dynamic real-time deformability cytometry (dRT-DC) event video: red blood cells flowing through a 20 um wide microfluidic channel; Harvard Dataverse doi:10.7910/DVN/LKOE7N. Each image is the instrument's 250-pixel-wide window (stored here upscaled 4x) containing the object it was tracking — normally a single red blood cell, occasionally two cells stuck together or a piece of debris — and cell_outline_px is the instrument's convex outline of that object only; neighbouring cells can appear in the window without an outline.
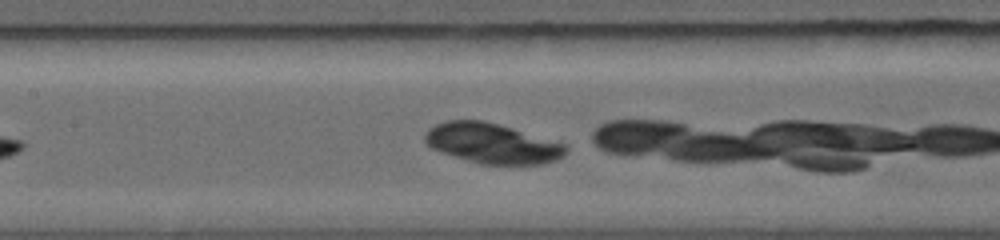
{"species": "common noctule bat (a hibernating species)", "species_latin": "Nyctalus noctula", "temperature_condition": "warm", "stored_images_in_passage": 5, "segment_of_instrument_passage": [2, 2], "camera_frame_rate_fps": 5000, "um_per_image_px": 0.085, "animal": {"sex": "female", "body_mass_g": 19.0, "forearm_length_mm": 56.7}, "frame": {"image": 1, "passage_image": 5, "time_ms": 3.2, "image_size_px": [1000, 240], "cell_outline_px": [[568, 148], [564, 156], [556, 160], [544, 164], [480, 164], [452, 156], [432, 148], [424, 140], [424, 136], [428, 128], [444, 120], [484, 120], [568, 144]], "centroid_in_image_um": [41.85, 12.18], "position_along_channel_um": 165.6, "area_um2": 33.12}}